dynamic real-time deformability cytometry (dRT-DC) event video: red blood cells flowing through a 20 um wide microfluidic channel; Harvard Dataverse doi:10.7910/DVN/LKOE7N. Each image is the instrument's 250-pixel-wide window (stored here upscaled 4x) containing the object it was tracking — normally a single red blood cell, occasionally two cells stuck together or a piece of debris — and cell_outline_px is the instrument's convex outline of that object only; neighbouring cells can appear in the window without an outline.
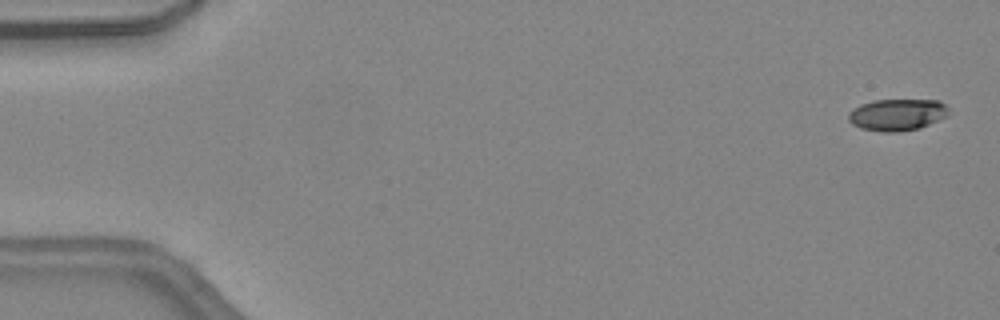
{"species": "common noctule bat (a hibernating species)", "species_latin": "Nyctalus noctula", "temperature_condition": "warm", "stored_images_in_passage": 3, "camera_frame_rate_fps": 3000, "um_per_image_px": 0.085, "animal": {"sex": "female", "body_mass_g": 24.6, "forearm_length_mm": 56.2}, "frame": {"image": 1, "passage_image": 2, "time_ms": 0.333, "image_size_px": [1000, 320], "cell_outline_px": [[948, 116], [920, 128], [900, 132], [880, 132], [860, 128], [852, 124], [848, 120], [848, 112], [852, 108], [860, 104], [876, 100], [940, 100], [948, 108]], "centroid_in_image_um": [76.24, 9.76], "position_along_channel_um": 8.8, "area_um2": 18.79}}